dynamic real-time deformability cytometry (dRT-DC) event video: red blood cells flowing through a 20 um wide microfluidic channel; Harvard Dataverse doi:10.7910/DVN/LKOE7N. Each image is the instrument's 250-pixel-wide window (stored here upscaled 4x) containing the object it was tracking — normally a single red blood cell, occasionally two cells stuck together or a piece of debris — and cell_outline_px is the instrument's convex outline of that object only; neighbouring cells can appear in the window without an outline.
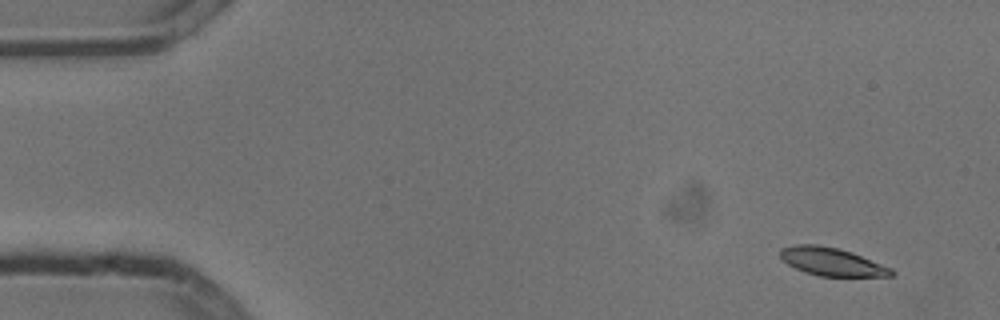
{"species": "common noctule bat (a hibernating species)", "species_latin": "Nyctalus noctula", "temperature_condition": "cold", "stored_images_in_passage": 5, "camera_frame_rate_fps": 3000, "um_per_image_px": 0.085, "animal": {"sex": "male", "body_mass_g": 13.3}, "frame": {"image": 1, "passage_image": 1, "time_ms": 0.0, "image_size_px": [1000, 320], "cell_outline_px": [[896, 272], [892, 276], [820, 276], [804, 272], [788, 264], [780, 256], [780, 248], [796, 244], [816, 244], [836, 248], [852, 252], [892, 268]], "centroid_in_image_um": [70.71, 22.24], "position_along_channel_um": 14.3, "area_um2": 18.09}}
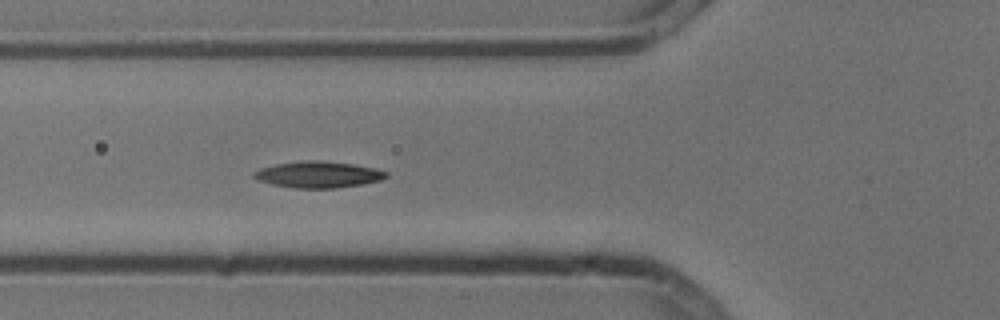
{"frame": {"image": 2, "passage_image": 5, "time_ms": 1.333, "image_size_px": [1000, 320], "cell_outline_px": [[388, 176], [380, 180], [360, 184], [336, 188], [296, 188], [272, 184], [260, 180], [252, 176], [260, 168], [276, 164], [308, 160], [316, 160], [352, 164], [376, 168], [388, 172]], "centroid_in_image_um": [27.08, 14.83], "position_along_channel_um": 98.7, "area_um2": 20.0}}